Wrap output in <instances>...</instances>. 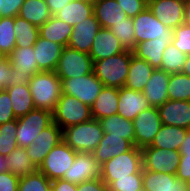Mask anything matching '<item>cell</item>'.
Here are the masks:
<instances>
[{
  "label": "cell",
  "mask_w": 190,
  "mask_h": 191,
  "mask_svg": "<svg viewBox=\"0 0 190 191\" xmlns=\"http://www.w3.org/2000/svg\"><path fill=\"white\" fill-rule=\"evenodd\" d=\"M36 109L53 112L62 96V80L55 71H41L28 83Z\"/></svg>",
  "instance_id": "obj_1"
},
{
  "label": "cell",
  "mask_w": 190,
  "mask_h": 191,
  "mask_svg": "<svg viewBox=\"0 0 190 191\" xmlns=\"http://www.w3.org/2000/svg\"><path fill=\"white\" fill-rule=\"evenodd\" d=\"M133 51L125 50L106 59L93 61V73L106 87L125 85Z\"/></svg>",
  "instance_id": "obj_2"
},
{
  "label": "cell",
  "mask_w": 190,
  "mask_h": 191,
  "mask_svg": "<svg viewBox=\"0 0 190 191\" xmlns=\"http://www.w3.org/2000/svg\"><path fill=\"white\" fill-rule=\"evenodd\" d=\"M103 135L99 120L93 118L62 130L63 141L74 151L82 153H92Z\"/></svg>",
  "instance_id": "obj_3"
},
{
  "label": "cell",
  "mask_w": 190,
  "mask_h": 191,
  "mask_svg": "<svg viewBox=\"0 0 190 191\" xmlns=\"http://www.w3.org/2000/svg\"><path fill=\"white\" fill-rule=\"evenodd\" d=\"M134 173H143L142 150L136 146L104 163L100 178L109 186L117 178L131 177Z\"/></svg>",
  "instance_id": "obj_4"
},
{
  "label": "cell",
  "mask_w": 190,
  "mask_h": 191,
  "mask_svg": "<svg viewBox=\"0 0 190 191\" xmlns=\"http://www.w3.org/2000/svg\"><path fill=\"white\" fill-rule=\"evenodd\" d=\"M53 122L62 130L92 119L91 107L76 97L62 93L56 108L52 112Z\"/></svg>",
  "instance_id": "obj_5"
},
{
  "label": "cell",
  "mask_w": 190,
  "mask_h": 191,
  "mask_svg": "<svg viewBox=\"0 0 190 191\" xmlns=\"http://www.w3.org/2000/svg\"><path fill=\"white\" fill-rule=\"evenodd\" d=\"M53 122L51 111L34 109L17 119L16 140L18 147L30 146L34 139Z\"/></svg>",
  "instance_id": "obj_6"
},
{
  "label": "cell",
  "mask_w": 190,
  "mask_h": 191,
  "mask_svg": "<svg viewBox=\"0 0 190 191\" xmlns=\"http://www.w3.org/2000/svg\"><path fill=\"white\" fill-rule=\"evenodd\" d=\"M76 153L62 140L48 153L38 170L50 181L62 179L64 173L74 163Z\"/></svg>",
  "instance_id": "obj_7"
},
{
  "label": "cell",
  "mask_w": 190,
  "mask_h": 191,
  "mask_svg": "<svg viewBox=\"0 0 190 191\" xmlns=\"http://www.w3.org/2000/svg\"><path fill=\"white\" fill-rule=\"evenodd\" d=\"M55 73L59 78L80 77L93 73V60L88 53L65 46Z\"/></svg>",
  "instance_id": "obj_8"
},
{
  "label": "cell",
  "mask_w": 190,
  "mask_h": 191,
  "mask_svg": "<svg viewBox=\"0 0 190 191\" xmlns=\"http://www.w3.org/2000/svg\"><path fill=\"white\" fill-rule=\"evenodd\" d=\"M60 79L62 80L63 94L76 97L90 107L104 86L94 73L80 77Z\"/></svg>",
  "instance_id": "obj_9"
},
{
  "label": "cell",
  "mask_w": 190,
  "mask_h": 191,
  "mask_svg": "<svg viewBox=\"0 0 190 191\" xmlns=\"http://www.w3.org/2000/svg\"><path fill=\"white\" fill-rule=\"evenodd\" d=\"M143 170L176 175L181 154L177 150H166L146 146L141 149Z\"/></svg>",
  "instance_id": "obj_10"
},
{
  "label": "cell",
  "mask_w": 190,
  "mask_h": 191,
  "mask_svg": "<svg viewBox=\"0 0 190 191\" xmlns=\"http://www.w3.org/2000/svg\"><path fill=\"white\" fill-rule=\"evenodd\" d=\"M132 20L136 44L155 38L173 39V30L160 22L148 7L132 18Z\"/></svg>",
  "instance_id": "obj_11"
},
{
  "label": "cell",
  "mask_w": 190,
  "mask_h": 191,
  "mask_svg": "<svg viewBox=\"0 0 190 191\" xmlns=\"http://www.w3.org/2000/svg\"><path fill=\"white\" fill-rule=\"evenodd\" d=\"M134 146L144 148L151 145L158 133L162 122L157 107H149L141 111L133 120Z\"/></svg>",
  "instance_id": "obj_12"
},
{
  "label": "cell",
  "mask_w": 190,
  "mask_h": 191,
  "mask_svg": "<svg viewBox=\"0 0 190 191\" xmlns=\"http://www.w3.org/2000/svg\"><path fill=\"white\" fill-rule=\"evenodd\" d=\"M62 129L54 122L38 134L34 142L25 147L27 155L39 168L48 153L62 141Z\"/></svg>",
  "instance_id": "obj_13"
},
{
  "label": "cell",
  "mask_w": 190,
  "mask_h": 191,
  "mask_svg": "<svg viewBox=\"0 0 190 191\" xmlns=\"http://www.w3.org/2000/svg\"><path fill=\"white\" fill-rule=\"evenodd\" d=\"M100 175L101 166L93 153L77 152L74 163L64 173L62 180L78 185L87 180L98 178Z\"/></svg>",
  "instance_id": "obj_14"
},
{
  "label": "cell",
  "mask_w": 190,
  "mask_h": 191,
  "mask_svg": "<svg viewBox=\"0 0 190 191\" xmlns=\"http://www.w3.org/2000/svg\"><path fill=\"white\" fill-rule=\"evenodd\" d=\"M147 7L169 29L183 24L184 0H147Z\"/></svg>",
  "instance_id": "obj_15"
},
{
  "label": "cell",
  "mask_w": 190,
  "mask_h": 191,
  "mask_svg": "<svg viewBox=\"0 0 190 191\" xmlns=\"http://www.w3.org/2000/svg\"><path fill=\"white\" fill-rule=\"evenodd\" d=\"M100 29L101 26L93 13L87 19L74 25L67 46L89 54L93 40Z\"/></svg>",
  "instance_id": "obj_16"
},
{
  "label": "cell",
  "mask_w": 190,
  "mask_h": 191,
  "mask_svg": "<svg viewBox=\"0 0 190 191\" xmlns=\"http://www.w3.org/2000/svg\"><path fill=\"white\" fill-rule=\"evenodd\" d=\"M158 110L163 125L190 129V101L167 100Z\"/></svg>",
  "instance_id": "obj_17"
},
{
  "label": "cell",
  "mask_w": 190,
  "mask_h": 191,
  "mask_svg": "<svg viewBox=\"0 0 190 191\" xmlns=\"http://www.w3.org/2000/svg\"><path fill=\"white\" fill-rule=\"evenodd\" d=\"M151 107L147 98L141 91H135L126 87L119 88V102L117 114L133 121L143 110Z\"/></svg>",
  "instance_id": "obj_18"
},
{
  "label": "cell",
  "mask_w": 190,
  "mask_h": 191,
  "mask_svg": "<svg viewBox=\"0 0 190 191\" xmlns=\"http://www.w3.org/2000/svg\"><path fill=\"white\" fill-rule=\"evenodd\" d=\"M124 51L125 48L112 31L110 29L101 28L93 40L89 55L93 61H97Z\"/></svg>",
  "instance_id": "obj_19"
},
{
  "label": "cell",
  "mask_w": 190,
  "mask_h": 191,
  "mask_svg": "<svg viewBox=\"0 0 190 191\" xmlns=\"http://www.w3.org/2000/svg\"><path fill=\"white\" fill-rule=\"evenodd\" d=\"M133 147L134 145L129 140L121 136L104 133L103 138L92 153L98 164L102 166L113 157L126 153Z\"/></svg>",
  "instance_id": "obj_20"
},
{
  "label": "cell",
  "mask_w": 190,
  "mask_h": 191,
  "mask_svg": "<svg viewBox=\"0 0 190 191\" xmlns=\"http://www.w3.org/2000/svg\"><path fill=\"white\" fill-rule=\"evenodd\" d=\"M169 79V73H166L161 69H154L151 77L149 78L145 88L142 91L151 107L158 108L167 100H169L167 90Z\"/></svg>",
  "instance_id": "obj_21"
},
{
  "label": "cell",
  "mask_w": 190,
  "mask_h": 191,
  "mask_svg": "<svg viewBox=\"0 0 190 191\" xmlns=\"http://www.w3.org/2000/svg\"><path fill=\"white\" fill-rule=\"evenodd\" d=\"M33 48L38 71H55L64 47L39 36Z\"/></svg>",
  "instance_id": "obj_22"
},
{
  "label": "cell",
  "mask_w": 190,
  "mask_h": 191,
  "mask_svg": "<svg viewBox=\"0 0 190 191\" xmlns=\"http://www.w3.org/2000/svg\"><path fill=\"white\" fill-rule=\"evenodd\" d=\"M144 191H188L187 182L176 175L143 170Z\"/></svg>",
  "instance_id": "obj_23"
},
{
  "label": "cell",
  "mask_w": 190,
  "mask_h": 191,
  "mask_svg": "<svg viewBox=\"0 0 190 191\" xmlns=\"http://www.w3.org/2000/svg\"><path fill=\"white\" fill-rule=\"evenodd\" d=\"M93 13L101 28L105 29H109L119 22H124L127 17L116 0H96L93 2Z\"/></svg>",
  "instance_id": "obj_24"
},
{
  "label": "cell",
  "mask_w": 190,
  "mask_h": 191,
  "mask_svg": "<svg viewBox=\"0 0 190 191\" xmlns=\"http://www.w3.org/2000/svg\"><path fill=\"white\" fill-rule=\"evenodd\" d=\"M172 42V39H151L136 44L133 55L147 61L154 69H160L162 55L165 48Z\"/></svg>",
  "instance_id": "obj_25"
},
{
  "label": "cell",
  "mask_w": 190,
  "mask_h": 191,
  "mask_svg": "<svg viewBox=\"0 0 190 191\" xmlns=\"http://www.w3.org/2000/svg\"><path fill=\"white\" fill-rule=\"evenodd\" d=\"M118 102L119 89L103 86L101 92L91 106L92 118L100 120L117 114Z\"/></svg>",
  "instance_id": "obj_26"
},
{
  "label": "cell",
  "mask_w": 190,
  "mask_h": 191,
  "mask_svg": "<svg viewBox=\"0 0 190 191\" xmlns=\"http://www.w3.org/2000/svg\"><path fill=\"white\" fill-rule=\"evenodd\" d=\"M153 71L154 68L147 61L132 55L124 87L142 92Z\"/></svg>",
  "instance_id": "obj_27"
},
{
  "label": "cell",
  "mask_w": 190,
  "mask_h": 191,
  "mask_svg": "<svg viewBox=\"0 0 190 191\" xmlns=\"http://www.w3.org/2000/svg\"><path fill=\"white\" fill-rule=\"evenodd\" d=\"M73 27L55 16L49 18L39 27L40 37L53 41L63 47L67 46Z\"/></svg>",
  "instance_id": "obj_28"
},
{
  "label": "cell",
  "mask_w": 190,
  "mask_h": 191,
  "mask_svg": "<svg viewBox=\"0 0 190 191\" xmlns=\"http://www.w3.org/2000/svg\"><path fill=\"white\" fill-rule=\"evenodd\" d=\"M187 131L182 127L162 124L150 146L179 151Z\"/></svg>",
  "instance_id": "obj_29"
},
{
  "label": "cell",
  "mask_w": 190,
  "mask_h": 191,
  "mask_svg": "<svg viewBox=\"0 0 190 191\" xmlns=\"http://www.w3.org/2000/svg\"><path fill=\"white\" fill-rule=\"evenodd\" d=\"M93 14V2L88 0H72L56 15L58 19L74 27Z\"/></svg>",
  "instance_id": "obj_30"
},
{
  "label": "cell",
  "mask_w": 190,
  "mask_h": 191,
  "mask_svg": "<svg viewBox=\"0 0 190 191\" xmlns=\"http://www.w3.org/2000/svg\"><path fill=\"white\" fill-rule=\"evenodd\" d=\"M12 102V109L16 119L36 109L28 83L4 88Z\"/></svg>",
  "instance_id": "obj_31"
},
{
  "label": "cell",
  "mask_w": 190,
  "mask_h": 191,
  "mask_svg": "<svg viewBox=\"0 0 190 191\" xmlns=\"http://www.w3.org/2000/svg\"><path fill=\"white\" fill-rule=\"evenodd\" d=\"M7 157L8 172L21 178L38 171V167L27 155L25 148L18 147L12 150Z\"/></svg>",
  "instance_id": "obj_32"
},
{
  "label": "cell",
  "mask_w": 190,
  "mask_h": 191,
  "mask_svg": "<svg viewBox=\"0 0 190 191\" xmlns=\"http://www.w3.org/2000/svg\"><path fill=\"white\" fill-rule=\"evenodd\" d=\"M104 133L121 136L134 145L133 121L121 117L119 114L111 115L99 120Z\"/></svg>",
  "instance_id": "obj_33"
},
{
  "label": "cell",
  "mask_w": 190,
  "mask_h": 191,
  "mask_svg": "<svg viewBox=\"0 0 190 191\" xmlns=\"http://www.w3.org/2000/svg\"><path fill=\"white\" fill-rule=\"evenodd\" d=\"M18 16L40 27L52 17V14L45 0H25Z\"/></svg>",
  "instance_id": "obj_34"
},
{
  "label": "cell",
  "mask_w": 190,
  "mask_h": 191,
  "mask_svg": "<svg viewBox=\"0 0 190 191\" xmlns=\"http://www.w3.org/2000/svg\"><path fill=\"white\" fill-rule=\"evenodd\" d=\"M8 58L12 66L17 68L19 72L28 73L31 77L39 72L33 46L15 47Z\"/></svg>",
  "instance_id": "obj_35"
},
{
  "label": "cell",
  "mask_w": 190,
  "mask_h": 191,
  "mask_svg": "<svg viewBox=\"0 0 190 191\" xmlns=\"http://www.w3.org/2000/svg\"><path fill=\"white\" fill-rule=\"evenodd\" d=\"M14 34L16 47H32L39 38V27L20 16L14 17Z\"/></svg>",
  "instance_id": "obj_36"
},
{
  "label": "cell",
  "mask_w": 190,
  "mask_h": 191,
  "mask_svg": "<svg viewBox=\"0 0 190 191\" xmlns=\"http://www.w3.org/2000/svg\"><path fill=\"white\" fill-rule=\"evenodd\" d=\"M167 90L169 100L190 101V76L183 73L170 74Z\"/></svg>",
  "instance_id": "obj_37"
},
{
  "label": "cell",
  "mask_w": 190,
  "mask_h": 191,
  "mask_svg": "<svg viewBox=\"0 0 190 191\" xmlns=\"http://www.w3.org/2000/svg\"><path fill=\"white\" fill-rule=\"evenodd\" d=\"M187 56L171 42L163 52L160 69L169 74L181 73Z\"/></svg>",
  "instance_id": "obj_38"
},
{
  "label": "cell",
  "mask_w": 190,
  "mask_h": 191,
  "mask_svg": "<svg viewBox=\"0 0 190 191\" xmlns=\"http://www.w3.org/2000/svg\"><path fill=\"white\" fill-rule=\"evenodd\" d=\"M14 17H0V52L8 57L16 47Z\"/></svg>",
  "instance_id": "obj_39"
},
{
  "label": "cell",
  "mask_w": 190,
  "mask_h": 191,
  "mask_svg": "<svg viewBox=\"0 0 190 191\" xmlns=\"http://www.w3.org/2000/svg\"><path fill=\"white\" fill-rule=\"evenodd\" d=\"M120 40L125 50L133 51L136 48L134 23L132 18L126 17L124 22L114 24L109 28Z\"/></svg>",
  "instance_id": "obj_40"
},
{
  "label": "cell",
  "mask_w": 190,
  "mask_h": 191,
  "mask_svg": "<svg viewBox=\"0 0 190 191\" xmlns=\"http://www.w3.org/2000/svg\"><path fill=\"white\" fill-rule=\"evenodd\" d=\"M17 119L0 125V154L7 156L18 148L16 140Z\"/></svg>",
  "instance_id": "obj_41"
},
{
  "label": "cell",
  "mask_w": 190,
  "mask_h": 191,
  "mask_svg": "<svg viewBox=\"0 0 190 191\" xmlns=\"http://www.w3.org/2000/svg\"><path fill=\"white\" fill-rule=\"evenodd\" d=\"M18 191H52L51 181L39 170L19 179Z\"/></svg>",
  "instance_id": "obj_42"
},
{
  "label": "cell",
  "mask_w": 190,
  "mask_h": 191,
  "mask_svg": "<svg viewBox=\"0 0 190 191\" xmlns=\"http://www.w3.org/2000/svg\"><path fill=\"white\" fill-rule=\"evenodd\" d=\"M109 191L143 190V173L131 174V177L117 178L109 186Z\"/></svg>",
  "instance_id": "obj_43"
},
{
  "label": "cell",
  "mask_w": 190,
  "mask_h": 191,
  "mask_svg": "<svg viewBox=\"0 0 190 191\" xmlns=\"http://www.w3.org/2000/svg\"><path fill=\"white\" fill-rule=\"evenodd\" d=\"M172 43L182 53L190 54V26L186 24L179 25L173 30Z\"/></svg>",
  "instance_id": "obj_44"
},
{
  "label": "cell",
  "mask_w": 190,
  "mask_h": 191,
  "mask_svg": "<svg viewBox=\"0 0 190 191\" xmlns=\"http://www.w3.org/2000/svg\"><path fill=\"white\" fill-rule=\"evenodd\" d=\"M12 102L8 92L4 89L0 93V125L15 120Z\"/></svg>",
  "instance_id": "obj_45"
},
{
  "label": "cell",
  "mask_w": 190,
  "mask_h": 191,
  "mask_svg": "<svg viewBox=\"0 0 190 191\" xmlns=\"http://www.w3.org/2000/svg\"><path fill=\"white\" fill-rule=\"evenodd\" d=\"M127 17L134 18L147 7V0H116Z\"/></svg>",
  "instance_id": "obj_46"
},
{
  "label": "cell",
  "mask_w": 190,
  "mask_h": 191,
  "mask_svg": "<svg viewBox=\"0 0 190 191\" xmlns=\"http://www.w3.org/2000/svg\"><path fill=\"white\" fill-rule=\"evenodd\" d=\"M25 0H0V17H16L19 15Z\"/></svg>",
  "instance_id": "obj_47"
},
{
  "label": "cell",
  "mask_w": 190,
  "mask_h": 191,
  "mask_svg": "<svg viewBox=\"0 0 190 191\" xmlns=\"http://www.w3.org/2000/svg\"><path fill=\"white\" fill-rule=\"evenodd\" d=\"M19 179L10 172L0 173V191H18Z\"/></svg>",
  "instance_id": "obj_48"
},
{
  "label": "cell",
  "mask_w": 190,
  "mask_h": 191,
  "mask_svg": "<svg viewBox=\"0 0 190 191\" xmlns=\"http://www.w3.org/2000/svg\"><path fill=\"white\" fill-rule=\"evenodd\" d=\"M77 191H109V188L102 179L98 177L78 184Z\"/></svg>",
  "instance_id": "obj_49"
},
{
  "label": "cell",
  "mask_w": 190,
  "mask_h": 191,
  "mask_svg": "<svg viewBox=\"0 0 190 191\" xmlns=\"http://www.w3.org/2000/svg\"><path fill=\"white\" fill-rule=\"evenodd\" d=\"M12 63L8 57L0 60V84L5 88L11 81Z\"/></svg>",
  "instance_id": "obj_50"
},
{
  "label": "cell",
  "mask_w": 190,
  "mask_h": 191,
  "mask_svg": "<svg viewBox=\"0 0 190 191\" xmlns=\"http://www.w3.org/2000/svg\"><path fill=\"white\" fill-rule=\"evenodd\" d=\"M176 177L182 181L190 183V157L181 156Z\"/></svg>",
  "instance_id": "obj_51"
},
{
  "label": "cell",
  "mask_w": 190,
  "mask_h": 191,
  "mask_svg": "<svg viewBox=\"0 0 190 191\" xmlns=\"http://www.w3.org/2000/svg\"><path fill=\"white\" fill-rule=\"evenodd\" d=\"M31 76L25 72H19L17 68L11 66V81L5 88H10L12 86L22 85L29 83Z\"/></svg>",
  "instance_id": "obj_52"
},
{
  "label": "cell",
  "mask_w": 190,
  "mask_h": 191,
  "mask_svg": "<svg viewBox=\"0 0 190 191\" xmlns=\"http://www.w3.org/2000/svg\"><path fill=\"white\" fill-rule=\"evenodd\" d=\"M52 191H77V185L72 182L58 179L51 181Z\"/></svg>",
  "instance_id": "obj_53"
},
{
  "label": "cell",
  "mask_w": 190,
  "mask_h": 191,
  "mask_svg": "<svg viewBox=\"0 0 190 191\" xmlns=\"http://www.w3.org/2000/svg\"><path fill=\"white\" fill-rule=\"evenodd\" d=\"M72 0H45L52 16H55L66 4Z\"/></svg>",
  "instance_id": "obj_54"
},
{
  "label": "cell",
  "mask_w": 190,
  "mask_h": 191,
  "mask_svg": "<svg viewBox=\"0 0 190 191\" xmlns=\"http://www.w3.org/2000/svg\"><path fill=\"white\" fill-rule=\"evenodd\" d=\"M179 153L181 156H188L190 157V129L187 131L184 141L181 144L179 149Z\"/></svg>",
  "instance_id": "obj_55"
},
{
  "label": "cell",
  "mask_w": 190,
  "mask_h": 191,
  "mask_svg": "<svg viewBox=\"0 0 190 191\" xmlns=\"http://www.w3.org/2000/svg\"><path fill=\"white\" fill-rule=\"evenodd\" d=\"M183 23L190 26V0H184Z\"/></svg>",
  "instance_id": "obj_56"
},
{
  "label": "cell",
  "mask_w": 190,
  "mask_h": 191,
  "mask_svg": "<svg viewBox=\"0 0 190 191\" xmlns=\"http://www.w3.org/2000/svg\"><path fill=\"white\" fill-rule=\"evenodd\" d=\"M8 172L7 157L0 154V173Z\"/></svg>",
  "instance_id": "obj_57"
},
{
  "label": "cell",
  "mask_w": 190,
  "mask_h": 191,
  "mask_svg": "<svg viewBox=\"0 0 190 191\" xmlns=\"http://www.w3.org/2000/svg\"><path fill=\"white\" fill-rule=\"evenodd\" d=\"M181 73L190 76V54L186 58Z\"/></svg>",
  "instance_id": "obj_58"
},
{
  "label": "cell",
  "mask_w": 190,
  "mask_h": 191,
  "mask_svg": "<svg viewBox=\"0 0 190 191\" xmlns=\"http://www.w3.org/2000/svg\"><path fill=\"white\" fill-rule=\"evenodd\" d=\"M4 90V87L0 84V93Z\"/></svg>",
  "instance_id": "obj_59"
},
{
  "label": "cell",
  "mask_w": 190,
  "mask_h": 191,
  "mask_svg": "<svg viewBox=\"0 0 190 191\" xmlns=\"http://www.w3.org/2000/svg\"><path fill=\"white\" fill-rule=\"evenodd\" d=\"M5 56L0 52V60L3 59Z\"/></svg>",
  "instance_id": "obj_60"
},
{
  "label": "cell",
  "mask_w": 190,
  "mask_h": 191,
  "mask_svg": "<svg viewBox=\"0 0 190 191\" xmlns=\"http://www.w3.org/2000/svg\"><path fill=\"white\" fill-rule=\"evenodd\" d=\"M187 190L190 191V183H187Z\"/></svg>",
  "instance_id": "obj_61"
}]
</instances>
